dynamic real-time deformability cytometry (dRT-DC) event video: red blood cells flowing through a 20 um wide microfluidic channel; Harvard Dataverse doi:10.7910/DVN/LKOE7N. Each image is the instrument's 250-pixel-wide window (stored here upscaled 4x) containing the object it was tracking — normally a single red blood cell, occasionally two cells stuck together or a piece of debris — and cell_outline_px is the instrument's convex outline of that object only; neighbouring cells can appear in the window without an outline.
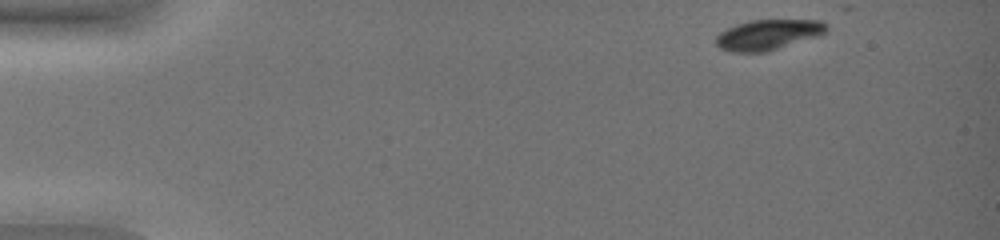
{"species": "common noctule bat (a hibernating species)", "species_latin": "Nyctalus noctula", "temperature_condition": "warm", "stored_images_in_passage": 46, "camera_frame_rate_fps": 3000, "um_per_image_px": 0.085, "animal": {"sex": "female", "body_mass_g": 19.0, "forearm_length_mm": 51.5}, "frame": {"image": 1, "passage_image": 1, "time_ms": 0.0, "image_size_px": [1000, 240], "cell_outline_px": [[828, 32], [820, 36], [768, 52], [732, 52], [720, 48], [716, 44], [716, 36], [720, 32], [736, 24], [752, 20], [820, 20], [828, 24]], "centroid_in_image_um": [65.35, 2.95], "position_along_channel_um": 19.7, "area_um2": 19.83}}
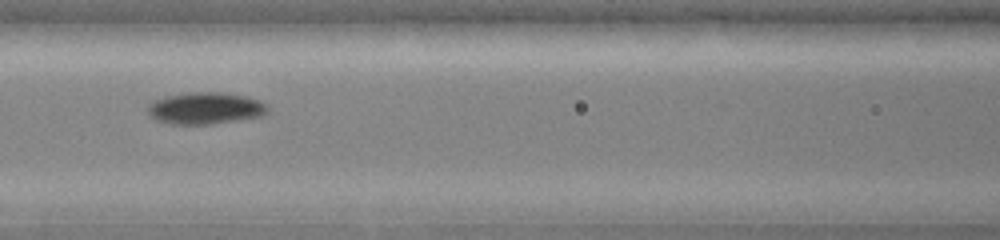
{"frame": {"image": 2, "passage_image": 20, "time_ms": 6.333, "image_size_px": [1000, 240], "cell_outline_px": [[268, 112], [260, 116], [236, 120], [208, 124], [168, 124], [156, 120], [148, 116], [148, 104], [152, 100], [164, 96], [192, 92], [220, 92], [244, 96], [260, 100], [268, 104]], "centroid_in_image_um": [17.41, 9.19], "position_along_channel_um": 149.2, "area_um2": 22.37}}
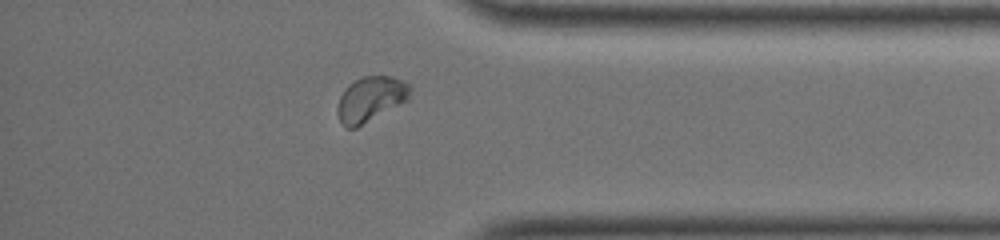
{"frame": {"image": 3, "passage_image": 40, "time_ms": 13.0, "image_size_px": [1000, 240], "cell_outline_px": [[412, 88], [408, 100], [356, 128], [348, 128], [340, 120], [336, 112], [336, 108], [340, 96], [344, 88], [348, 84], [364, 76], [392, 76], [404, 80], [412, 84]], "centroid_in_image_um": [31.52, 8.4], "position_along_channel_um": 403.7, "area_um2": 19.25}, "authors_computed_cell_mechanics": {"area_um2": 20.2589, "velocity_mm_per_s": 3.8507, "shape_relaxation_time_tau1_ms": 1.6677, "shape_relaxation_time_tau2_ms": null, "deformation_change_tau1": 0.0941, "deformation_change_tau2": null}}